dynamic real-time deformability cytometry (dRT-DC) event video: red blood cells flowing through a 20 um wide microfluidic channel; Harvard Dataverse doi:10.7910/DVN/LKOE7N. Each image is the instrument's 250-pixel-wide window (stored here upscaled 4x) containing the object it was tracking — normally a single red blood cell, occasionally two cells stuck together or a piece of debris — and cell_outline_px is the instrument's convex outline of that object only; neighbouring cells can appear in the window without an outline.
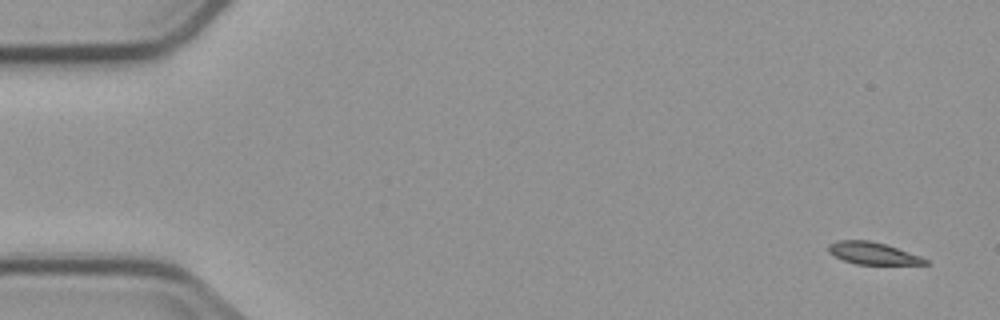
{"species": "common noctule bat (a hibernating species)", "species_latin": "Nyctalus noctula", "temperature_condition": "cold", "stored_images_in_passage": 5, "segment_of_instrument_passage": [1, 2], "camera_frame_rate_fps": 3000, "um_per_image_px": 0.085, "animal": {"sex": "male", "body_mass_g": 23.1, "forearm_length_mm": 52.7}, "frame": {"image": 1, "passage_image": 1, "time_ms": 0.0, "image_size_px": [1000, 320], "cell_outline_px": [[928, 264], [856, 264], [844, 260], [828, 252], [828, 244], [836, 240], [868, 240], [884, 244], [920, 256], [928, 260]], "centroid_in_image_um": [74.15, 21.52], "position_along_channel_um": 10.9, "area_um2": 12.25}}